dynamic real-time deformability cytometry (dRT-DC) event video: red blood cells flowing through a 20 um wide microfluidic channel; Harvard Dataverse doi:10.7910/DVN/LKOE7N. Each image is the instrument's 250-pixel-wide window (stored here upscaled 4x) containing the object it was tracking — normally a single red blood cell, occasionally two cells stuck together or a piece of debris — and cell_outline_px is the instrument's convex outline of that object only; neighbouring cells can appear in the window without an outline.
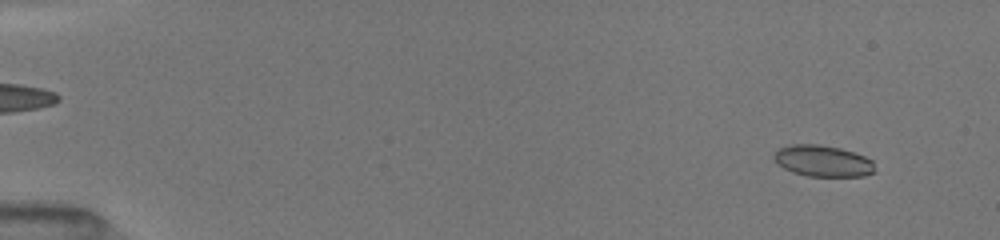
{"species": "common noctule bat (a hibernating species)", "species_latin": "Nyctalus noctula", "temperature_condition": "room temperature", "stored_images_in_passage": 20, "camera_frame_rate_fps": 3000, "um_per_image_px": 0.085, "animal": {"sex": "female", "body_mass_g": 19.5, "forearm_length_mm": 54.1}, "frame": {"image": 1, "passage_image": 3, "time_ms": 0.667, "image_size_px": [1000, 240], "cell_outline_px": [[876, 172], [864, 176], [808, 176], [792, 172], [776, 164], [772, 156], [776, 148], [792, 144], [820, 144], [840, 148], [864, 156], [872, 160]], "centroid_in_image_um": [69.9, 13.67], "position_along_channel_um": 15.1, "area_um2": 18.67}}
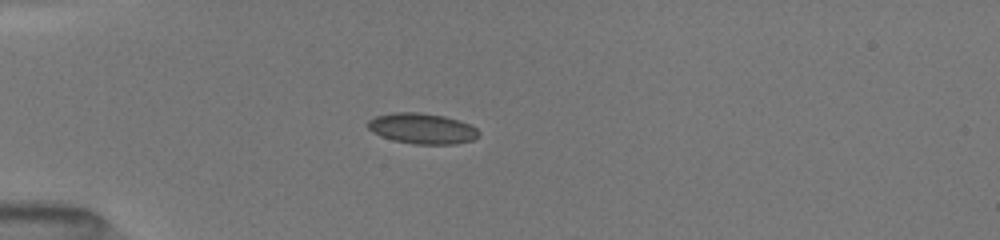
{"frame": {"image": 2, "passage_image": 11, "time_ms": 4.333, "image_size_px": [1000, 240], "cell_outline_px": [[480, 136], [472, 140], [456, 144], [416, 144], [392, 140], [380, 136], [372, 132], [368, 128], [368, 120], [376, 116], [392, 112], [420, 112], [444, 116], [460, 120], [476, 128], [480, 132]], "centroid_in_image_um": [35.88, 10.92], "position_along_channel_um": 49.1, "area_um2": 19.94}}
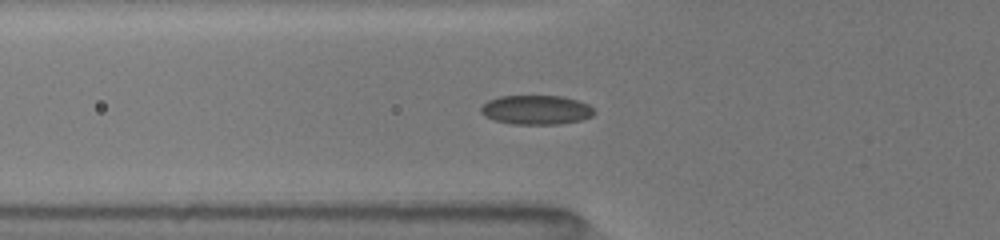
{"frame": {"image": 3, "passage_image": 16, "time_ms": 5.667, "image_size_px": [1000, 240], "cell_outline_px": [[596, 112], [592, 116], [580, 120], [560, 124], [512, 124], [496, 120], [484, 116], [480, 112], [480, 108], [488, 100], [500, 96], [560, 96], [576, 100], [588, 104]], "centroid_in_image_um": [45.57, 9.34], "position_along_channel_um": 80.2, "area_um2": 19.25}}